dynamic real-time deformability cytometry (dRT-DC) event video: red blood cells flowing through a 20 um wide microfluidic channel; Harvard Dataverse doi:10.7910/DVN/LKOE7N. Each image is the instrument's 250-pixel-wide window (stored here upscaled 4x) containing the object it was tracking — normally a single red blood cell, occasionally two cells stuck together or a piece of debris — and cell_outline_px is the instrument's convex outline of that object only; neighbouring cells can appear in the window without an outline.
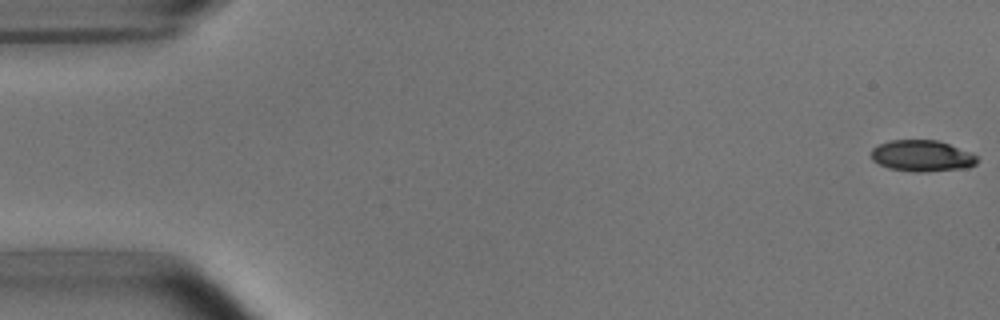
{"species": "common noctule bat (a hibernating species)", "species_latin": "Nyctalus noctula", "temperature_condition": "room temperature", "stored_images_in_passage": 10, "camera_frame_rate_fps": 3000, "um_per_image_px": 0.085, "animal": {"sex": "male", "body_mass_g": 15.6}, "frame": {"image": 1, "passage_image": 1, "time_ms": 0.0, "image_size_px": [1000, 320], "cell_outline_px": [[976, 164], [968, 168], [924, 172], [916, 172], [888, 168], [872, 160], [872, 148], [888, 140], [936, 140], [972, 152], [976, 156]], "centroid_in_image_um": [78.37, 13.25], "position_along_channel_um": 6.6, "area_um2": 19.31}}